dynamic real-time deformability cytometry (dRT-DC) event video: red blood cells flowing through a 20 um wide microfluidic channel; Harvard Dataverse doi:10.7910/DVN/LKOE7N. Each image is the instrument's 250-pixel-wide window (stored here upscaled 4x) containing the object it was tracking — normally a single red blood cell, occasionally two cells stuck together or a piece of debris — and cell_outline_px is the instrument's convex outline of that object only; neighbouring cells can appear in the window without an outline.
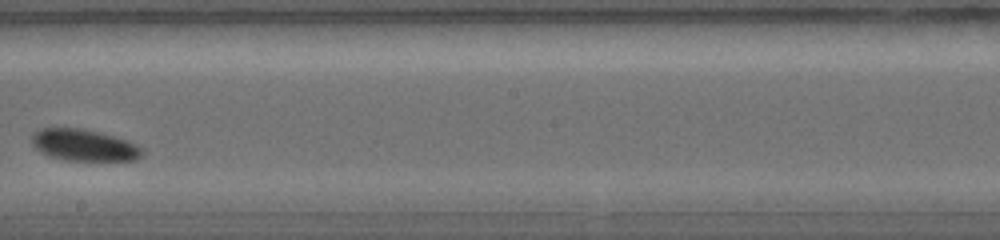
{"species": "common noctule bat (a hibernating species)", "species_latin": "Nyctalus noctula", "temperature_condition": "warm", "stored_images_in_passage": 13, "camera_frame_rate_fps": 5000, "um_per_image_px": 0.085, "animal": {"sex": "female", "body_mass_g": 19.0, "forearm_length_mm": 56.7}, "frame": {"image": 1, "passage_image": 8, "time_ms": 3.6, "image_size_px": [1000, 240], "cell_outline_px": [[144, 152], [136, 160], [64, 160], [48, 156], [32, 148], [32, 132], [40, 128], [80, 128], [100, 132], [128, 140], [144, 148]], "centroid_in_image_um": [7.11, 12.33], "position_along_channel_um": 241.1, "area_um2": 20.63}}